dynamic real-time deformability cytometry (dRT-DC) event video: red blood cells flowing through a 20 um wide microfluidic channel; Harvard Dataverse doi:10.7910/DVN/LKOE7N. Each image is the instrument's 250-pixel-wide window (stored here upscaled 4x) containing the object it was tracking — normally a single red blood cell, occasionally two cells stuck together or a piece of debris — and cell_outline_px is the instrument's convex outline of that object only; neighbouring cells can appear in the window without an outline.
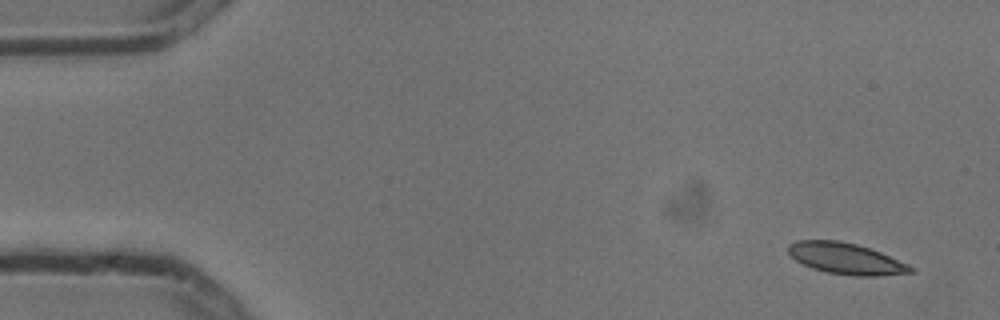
{"species": "common noctule bat (a hibernating species)", "species_latin": "Nyctalus noctula", "temperature_condition": "cold", "stored_images_in_passage": 10, "camera_frame_rate_fps": 3000, "um_per_image_px": 0.085, "animal": {"sex": "male", "body_mass_g": 13.3}, "frame": {"image": 1, "passage_image": 1, "time_ms": 0.0, "image_size_px": [1000, 320], "cell_outline_px": [[916, 272], [876, 276], [852, 276], [828, 272], [812, 268], [796, 260], [788, 252], [788, 244], [796, 240], [840, 240], [856, 244], [880, 252], [908, 264], [916, 268]], "centroid_in_image_um": [71.92, 21.98], "position_along_channel_um": 13.1, "area_um2": 22.25}}
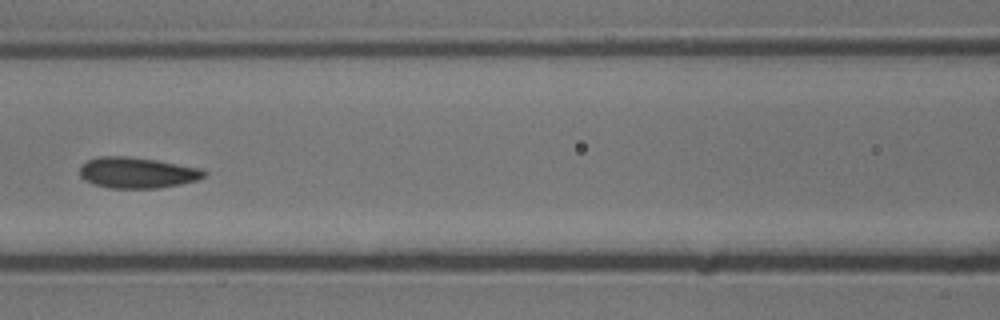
{"frame": {"image": 2, "passage_image": 7, "time_ms": 2.0, "image_size_px": [1000, 320], "cell_outline_px": [[208, 172], [204, 176], [196, 180], [180, 184], [156, 188], [108, 188], [84, 180], [80, 176], [80, 164], [88, 160], [100, 156], [128, 156], [156, 160], [204, 168]], "centroid_in_image_um": [11.67, 14.67], "position_along_channel_um": 154.9, "area_um2": 22.48}}
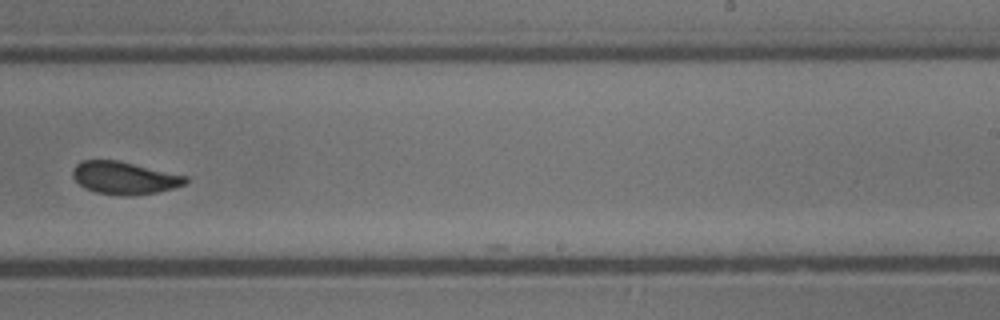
{"frame": {"image": 3, "passage_image": 10, "time_ms": 3.0, "image_size_px": [1000, 320], "cell_outline_px": [[188, 180], [184, 184], [172, 188], [156, 192], [132, 196], [120, 196], [96, 192], [84, 188], [72, 176], [72, 168], [80, 160], [116, 160], [188, 176]], "centroid_in_image_um": [10.54, 15.12], "position_along_channel_um": 278.5, "area_um2": 21.39}}